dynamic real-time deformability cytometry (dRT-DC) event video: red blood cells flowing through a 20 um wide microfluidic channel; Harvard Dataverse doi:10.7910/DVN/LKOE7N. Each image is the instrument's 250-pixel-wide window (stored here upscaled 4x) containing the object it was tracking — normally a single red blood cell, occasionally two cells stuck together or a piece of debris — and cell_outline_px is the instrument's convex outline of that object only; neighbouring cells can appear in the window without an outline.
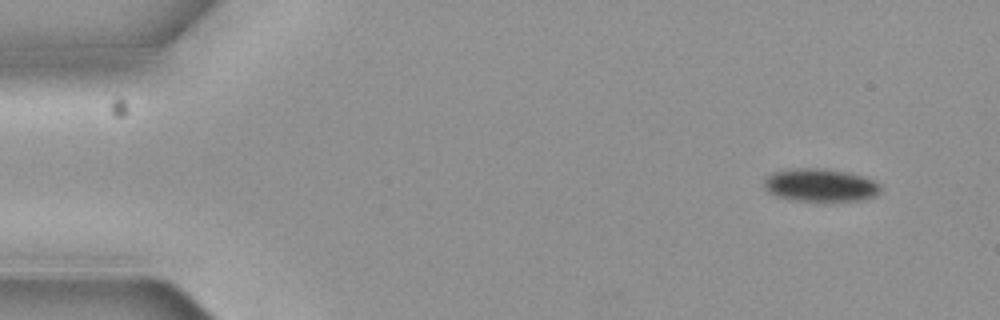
{"species": "common noctule bat (a hibernating species)", "species_latin": "Nyctalus noctula", "temperature_condition": "cold", "stored_images_in_passage": 7, "camera_frame_rate_fps": 3000, "um_per_image_px": 0.085, "animal": {"sex": "female", "body_mass_g": 19.3, "forearm_length_mm": 54.1}, "frame": {"image": 1, "passage_image": 1, "time_ms": 0.0, "image_size_px": [1000, 320], "cell_outline_px": [[880, 192], [864, 200], [824, 204], [792, 200], [776, 196], [768, 192], [764, 188], [764, 180], [772, 172], [788, 168], [828, 168], [848, 172], [872, 180], [880, 184]], "centroid_in_image_um": [69.7, 15.78], "position_along_channel_um": 15.3, "area_um2": 23.35}}
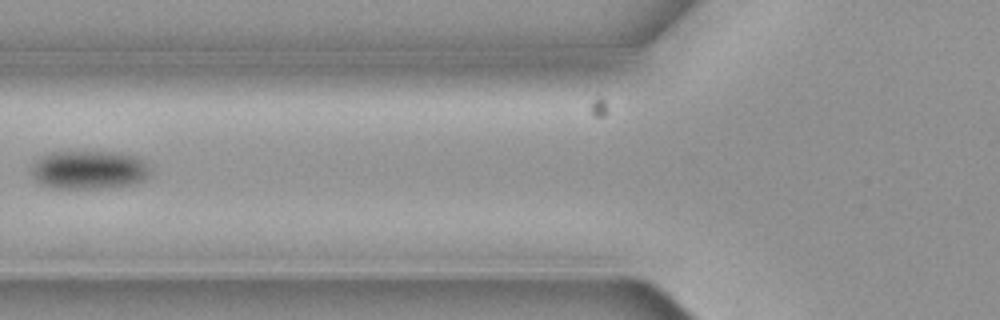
{"frame": {"image": 2, "passage_image": 6, "time_ms": 1.667, "image_size_px": [1000, 320], "cell_outline_px": [[152, 168], [148, 176], [144, 180], [132, 184], [100, 188], [56, 188], [40, 184], [32, 176], [32, 164], [40, 156], [52, 152], [112, 152], [132, 156], [144, 160]], "centroid_in_image_um": [7.56, 14.44], "position_along_channel_um": 118.2, "area_um2": 26.65}}
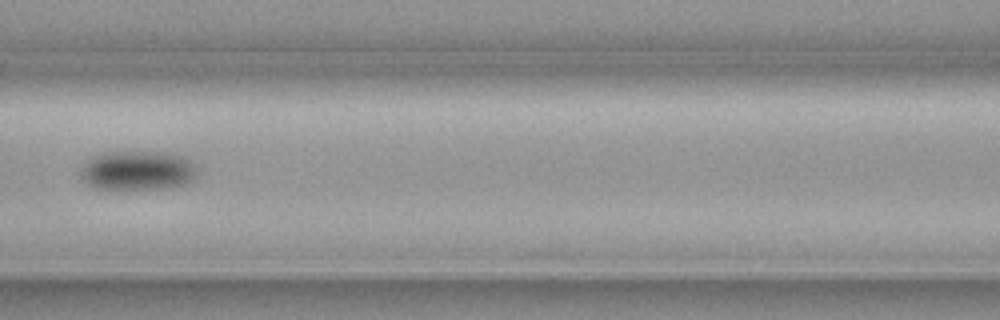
{"frame": {"image": 3, "passage_image": 7, "time_ms": 2.0, "image_size_px": [1000, 320], "cell_outline_px": [[200, 172], [192, 180], [184, 184], [172, 188], [124, 192], [96, 188], [88, 184], [84, 180], [80, 172], [84, 164], [92, 156], [104, 152], [160, 152], [184, 156]], "centroid_in_image_um": [11.7, 14.55], "position_along_channel_um": 154.9, "area_um2": 27.63}}